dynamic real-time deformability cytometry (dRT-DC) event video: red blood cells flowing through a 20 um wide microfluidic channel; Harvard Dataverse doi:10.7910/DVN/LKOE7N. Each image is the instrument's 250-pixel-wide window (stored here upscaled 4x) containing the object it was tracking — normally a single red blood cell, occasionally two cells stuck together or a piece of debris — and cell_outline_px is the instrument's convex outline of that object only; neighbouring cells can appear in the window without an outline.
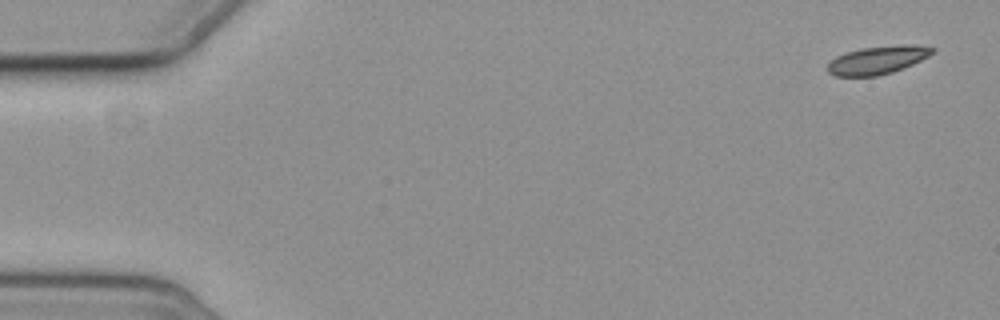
{"species": "common noctule bat (a hibernating species)", "species_latin": "Nyctalus noctula", "temperature_condition": "cold", "stored_images_in_passage": 6, "camera_frame_rate_fps": 3000, "um_per_image_px": 0.085, "animal": {"sex": "female", "body_mass_g": 19.3, "forearm_length_mm": 54.1}, "frame": {"image": 1, "passage_image": 1, "time_ms": 0.0, "image_size_px": [1000, 320], "cell_outline_px": [[936, 48], [928, 56], [912, 64], [892, 72], [876, 76], [836, 76], [828, 72], [828, 64], [836, 56], [848, 52], [864, 48]], "centroid_in_image_um": [74.43, 5.19], "position_along_channel_um": 10.6, "area_um2": 15.66}}